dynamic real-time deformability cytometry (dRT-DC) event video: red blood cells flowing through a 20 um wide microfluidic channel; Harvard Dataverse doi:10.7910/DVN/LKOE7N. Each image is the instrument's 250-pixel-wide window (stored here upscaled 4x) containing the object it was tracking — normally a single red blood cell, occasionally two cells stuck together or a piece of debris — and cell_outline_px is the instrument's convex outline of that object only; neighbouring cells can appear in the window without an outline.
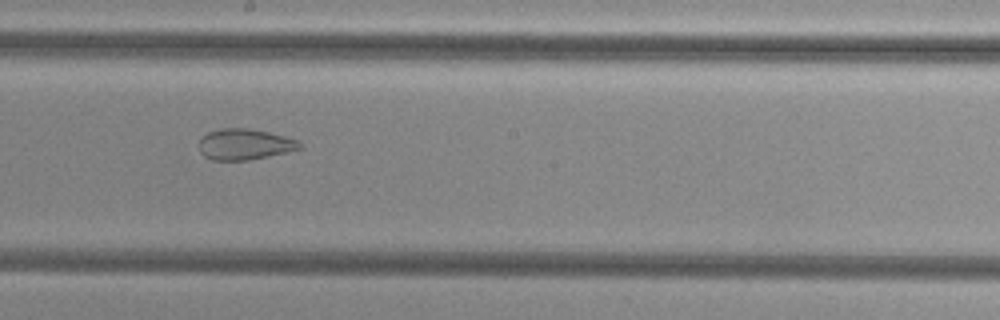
{"species": "common noctule bat (a hibernating species)", "species_latin": "Nyctalus noctula", "temperature_condition": "cold", "stored_images_in_passage": 38, "camera_frame_rate_fps": 3000, "um_per_image_px": 0.085, "animal": {"sex": "female", "body_mass_g": 29.2, "forearm_length_mm": 56.3}, "frame": {"image": 1, "passage_image": 14, "time_ms": 4.333, "image_size_px": [1000, 320], "cell_outline_px": [[304, 148], [288, 152], [248, 160], [212, 160], [204, 156], [200, 152], [200, 136], [208, 132], [220, 128], [248, 128], [268, 132], [284, 136], [296, 140]], "centroid_in_image_um": [20.77, 12.26], "position_along_channel_um": 227.4, "area_um2": 18.15}}
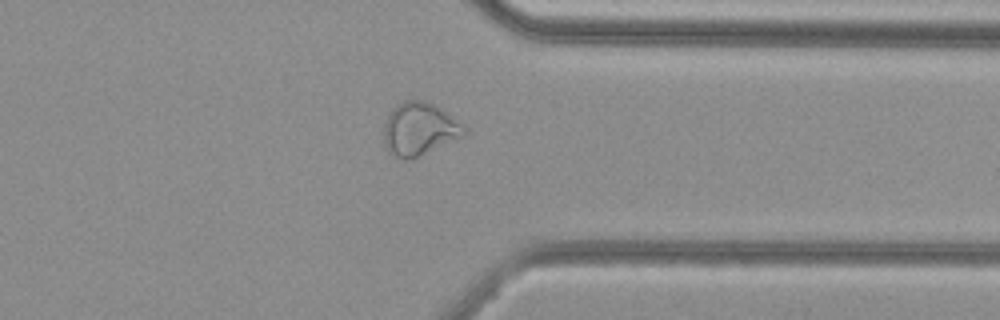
{"frame": {"image": 2, "passage_image": 26, "time_ms": 8.333, "image_size_px": [1000, 320], "cell_outline_px": [[468, 132], [464, 136], [416, 156], [404, 160], [392, 156], [388, 152], [384, 144], [384, 124], [392, 108], [396, 104], [404, 100], [424, 100], [436, 104], [468, 128]], "centroid_in_image_um": [35.64, 10.94], "position_along_channel_um": 375.8, "area_um2": 24.85}}
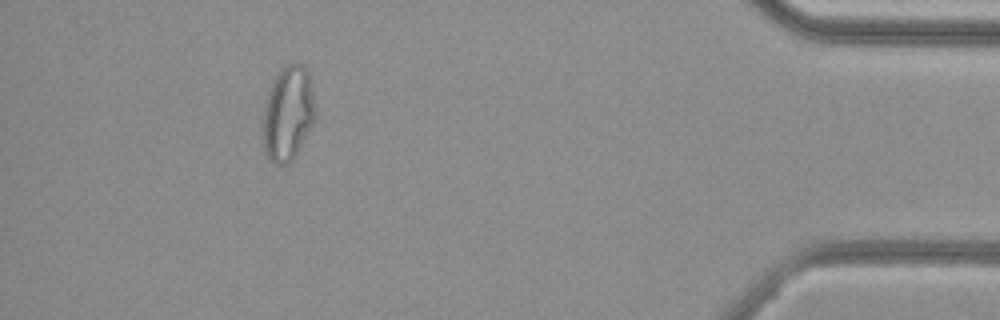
{"frame": {"image": 3, "passage_image": 33, "time_ms": 10.667, "image_size_px": [1000, 320], "cell_outline_px": [[316, 116], [312, 124], [292, 160], [288, 164], [276, 164], [268, 156], [264, 148], [260, 136], [264, 104], [272, 80], [280, 68], [284, 64], [304, 64], [308, 72], [312, 88], [316, 108]], "centroid_in_image_um": [24.44, 9.61], "position_along_channel_um": 410.8, "area_um2": 29.3}, "authors_computed_cell_mechanics": {"area_um2": 23.3801, "velocity_mm_per_s": 3.7723, "shape_relaxation_time_tau1_ms": null, "shape_relaxation_time_tau2_ms": 1.5516, "deformation_change_tau1": null, "deformation_change_tau2": 0.0801}}